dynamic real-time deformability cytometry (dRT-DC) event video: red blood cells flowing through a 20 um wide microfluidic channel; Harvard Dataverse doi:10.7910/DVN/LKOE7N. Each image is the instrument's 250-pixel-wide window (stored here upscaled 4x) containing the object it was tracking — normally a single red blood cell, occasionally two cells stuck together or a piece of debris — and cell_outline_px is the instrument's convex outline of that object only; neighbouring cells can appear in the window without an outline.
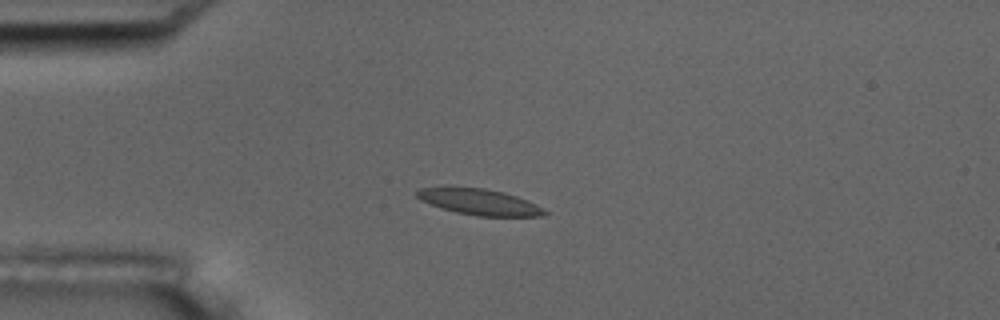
{"species": "common noctule bat (a hibernating species)", "species_latin": "Nyctalus noctula", "temperature_condition": "room temperature", "stored_images_in_passage": 56, "camera_frame_rate_fps": 3000, "um_per_image_px": 0.085, "animal": {"sex": "male", "body_mass_g": 17.5, "forearm_length_mm": 52.3}, "frame": {"image": 1, "passage_image": 15, "time_ms": 4.667, "image_size_px": [1000, 320], "cell_outline_px": [[548, 212], [544, 216], [476, 216], [456, 212], [440, 208], [420, 200], [416, 196], [416, 192], [420, 188], [444, 184], [448, 184], [484, 188], [504, 192], [528, 200], [536, 204]], "centroid_in_image_um": [40.65, 17.11], "position_along_channel_um": 44.4, "area_um2": 20.11}}
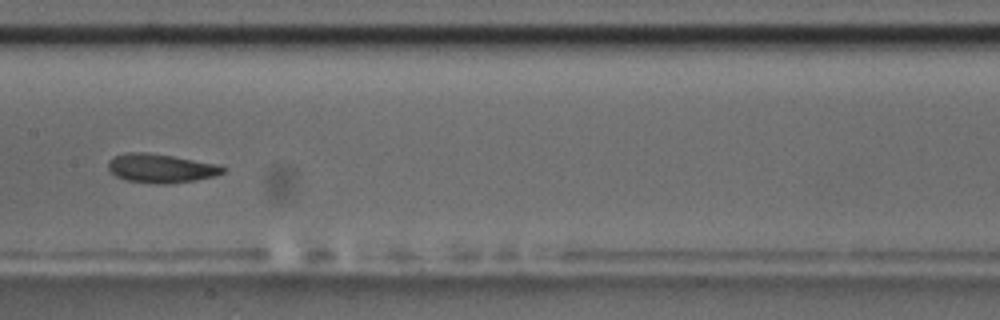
{"frame": {"image": 2, "passage_image": 29, "time_ms": 9.333, "image_size_px": [1000, 320], "cell_outline_px": [[228, 168], [224, 172], [216, 176], [196, 180], [168, 184], [156, 184], [124, 180], [116, 176], [108, 168], [108, 160], [112, 156], [124, 152], [148, 152], [220, 164]], "centroid_in_image_um": [13.69, 14.3], "position_along_channel_um": 193.7, "area_um2": 19.71}}
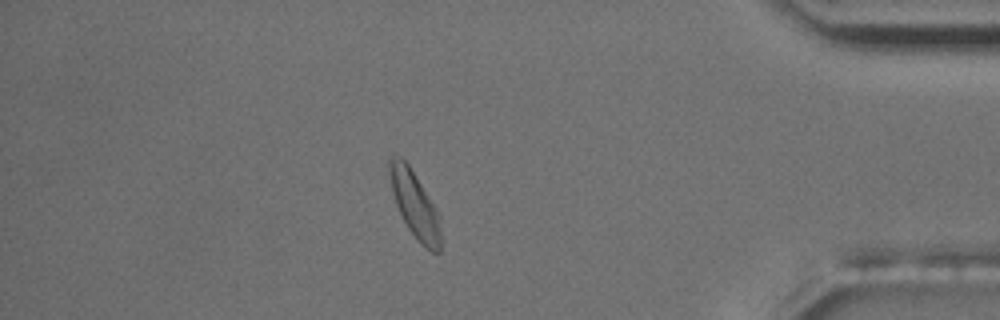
{"frame": {"image": 3, "passage_image": 49, "time_ms": 16.0, "image_size_px": [1000, 320], "cell_outline_px": [[444, 240], [440, 252], [432, 252], [420, 244], [408, 228], [396, 204], [392, 192], [388, 172], [388, 156], [400, 156], [408, 164], [440, 212]], "centroid_in_image_um": [35.32, 17.43], "position_along_channel_um": 399.9, "area_um2": 20.58}, "authors_computed_cell_mechanics": {"area_um2": 19.3052, "velocity_mm_per_s": 3.6464, "shape_relaxation_time_tau1_ms": 4.4678, "shape_relaxation_time_tau2_ms": 5.1541, "deformation_change_tau1": 0.1409, "deformation_change_tau2": 0.0867}}